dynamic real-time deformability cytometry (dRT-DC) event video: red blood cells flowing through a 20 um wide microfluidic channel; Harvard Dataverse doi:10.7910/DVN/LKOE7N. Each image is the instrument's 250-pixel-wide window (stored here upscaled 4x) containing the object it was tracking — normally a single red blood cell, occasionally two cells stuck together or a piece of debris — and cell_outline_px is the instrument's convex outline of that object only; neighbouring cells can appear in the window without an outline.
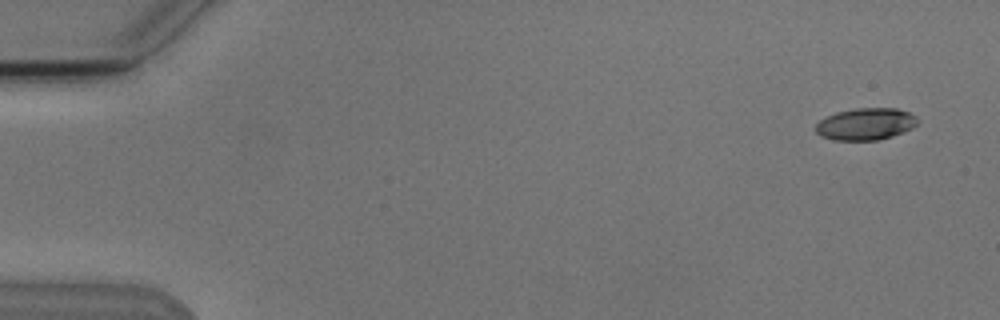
{"species": "Egyptian fruit bat (a non-hibernating species)", "species_latin": "Rousettus aegyptiacus", "temperature_condition": "cold", "stored_images_in_passage": 5, "camera_frame_rate_fps": 3000, "um_per_image_px": 0.085, "animal": {"sex": "male"}, "frame": {"image": 1, "passage_image": 1, "time_ms": 0.0, "image_size_px": [1000, 320], "cell_outline_px": [[916, 124], [912, 128], [904, 132], [892, 136], [876, 140], [832, 140], [820, 136], [816, 132], [816, 124], [820, 120], [836, 112], [856, 108], [896, 108], [908, 112], [916, 116]], "centroid_in_image_um": [73.56, 10.54], "position_along_channel_um": 11.4, "area_um2": 18.9}}